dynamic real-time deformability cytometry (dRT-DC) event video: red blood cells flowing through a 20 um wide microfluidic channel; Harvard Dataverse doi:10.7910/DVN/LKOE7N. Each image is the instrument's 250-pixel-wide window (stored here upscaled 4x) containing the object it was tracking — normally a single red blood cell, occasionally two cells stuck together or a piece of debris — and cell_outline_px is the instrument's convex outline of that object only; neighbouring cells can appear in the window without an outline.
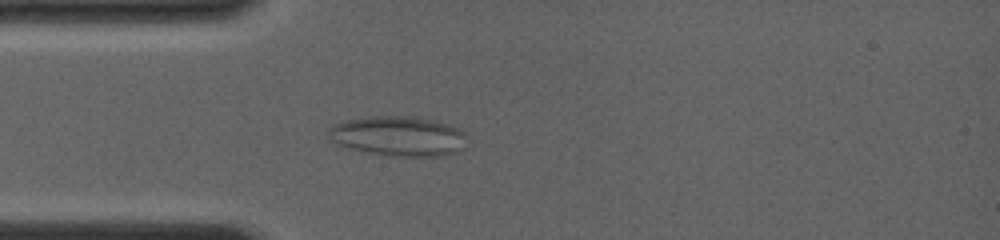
{"species": "common noctule bat (a hibernating species)", "species_latin": "Nyctalus noctula", "temperature_condition": "room temperature", "stored_images_in_passage": 6, "camera_frame_rate_fps": 4000, "um_per_image_px": 0.085, "animal": {"sex": "female", "body_mass_g": 19.0, "forearm_length_mm": 56.7}, "frame": {"image": 1, "passage_image": 4, "time_ms": 2.0, "image_size_px": [1000, 240], "cell_outline_px": [[464, 148], [456, 152], [440, 156], [392, 156], [368, 152], [348, 148], [336, 144], [332, 140], [328, 132], [328, 128], [332, 124], [340, 120], [368, 116], [408, 116], [432, 120], [456, 128], [464, 132]], "centroid_in_image_um": [33.78, 11.56], "position_along_channel_um": 51.2, "area_um2": 32.08}}
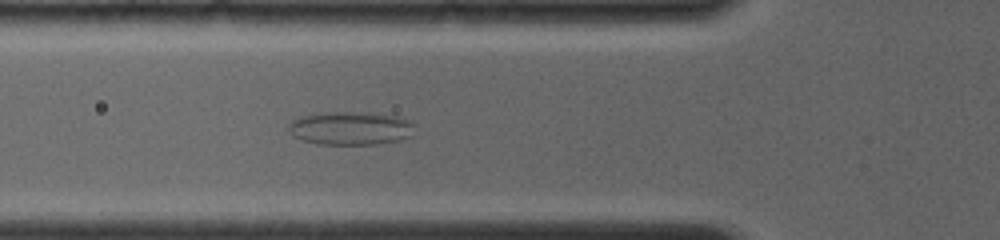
{"frame": {"image": 2, "passage_image": 6, "time_ms": 3.25, "image_size_px": [1000, 240], "cell_outline_px": [[416, 124], [412, 136], [396, 140], [376, 144], [316, 144], [300, 140], [292, 136], [288, 132], [288, 124], [292, 120], [304, 116], [320, 112], [368, 112], [396, 116], [412, 120]], "centroid_in_image_um": [29.79, 10.89], "position_along_channel_um": 96.0, "area_um2": 24.91}}